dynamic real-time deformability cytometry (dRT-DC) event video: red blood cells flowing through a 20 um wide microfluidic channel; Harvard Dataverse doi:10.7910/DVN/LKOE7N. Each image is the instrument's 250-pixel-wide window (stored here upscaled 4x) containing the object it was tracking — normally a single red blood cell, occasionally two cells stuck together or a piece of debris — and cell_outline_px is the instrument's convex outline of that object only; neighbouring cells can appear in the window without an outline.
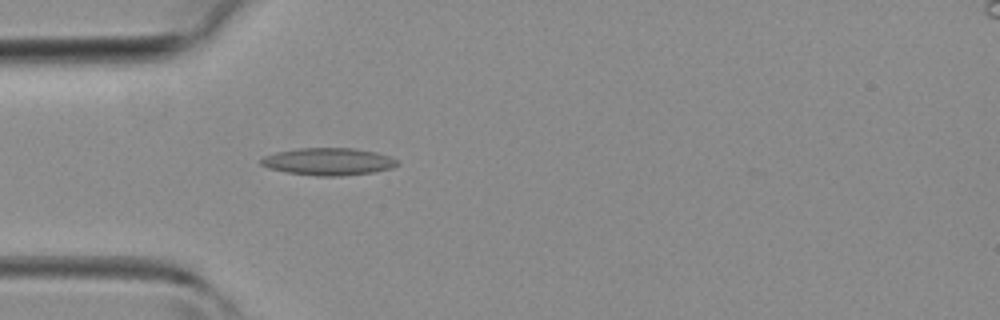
{"species": "common noctule bat (a hibernating species)", "species_latin": "Nyctalus noctula", "temperature_condition": "room temperature", "stored_images_in_passage": 30, "camera_frame_rate_fps": 3000, "um_per_image_px": 0.085, "animal": {"sex": "female", "body_mass_g": 19.3, "forearm_length_mm": 54.1}, "frame": {"image": 1, "passage_image": 2, "time_ms": 0.333, "image_size_px": [1000, 320], "cell_outline_px": [[400, 164], [392, 168], [372, 172], [340, 176], [316, 176], [288, 172], [268, 168], [260, 164], [260, 160], [264, 156], [276, 152], [300, 148], [352, 148], [376, 152], [392, 156]], "centroid_in_image_um": [27.93, 13.73], "position_along_channel_um": 57.1, "area_um2": 21.68}}
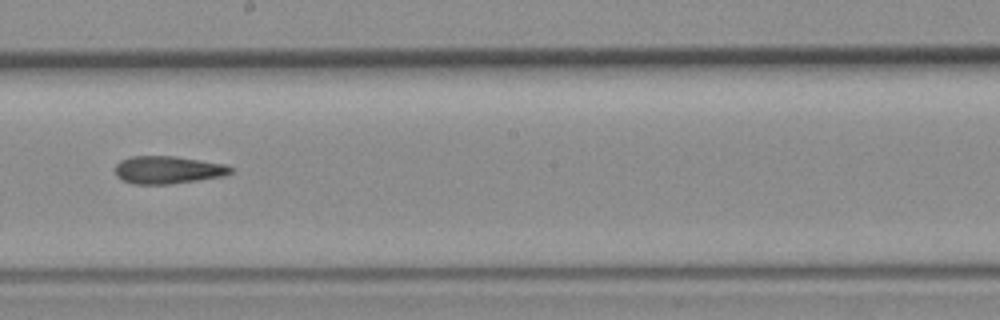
{"frame": {"image": 2, "passage_image": 13, "time_ms": 4.0, "image_size_px": [1000, 320], "cell_outline_px": [[232, 172], [224, 176], [168, 184], [132, 184], [116, 176], [116, 164], [120, 160], [132, 156], [172, 156], [224, 164], [232, 168]], "centroid_in_image_um": [14.24, 14.44], "position_along_channel_um": 234.0, "area_um2": 18.38}}
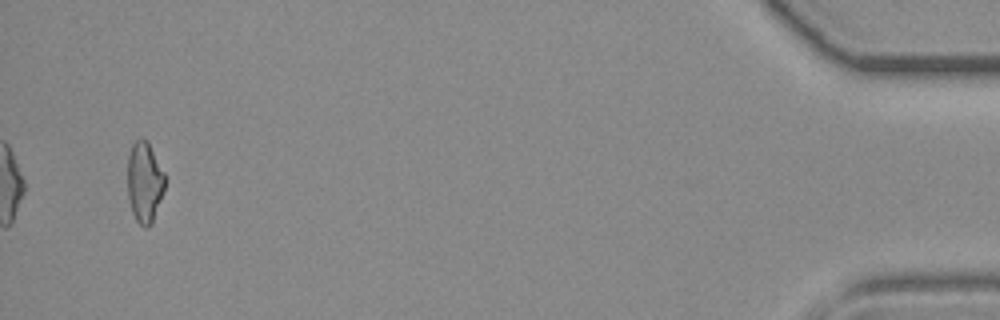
{"frame": {"image": 3, "passage_image": 30, "time_ms": 9.667, "image_size_px": [1000, 320], "cell_outline_px": [[164, 188], [152, 224], [148, 228], [144, 228], [136, 220], [132, 212], [128, 196], [128, 156], [132, 144], [136, 140], [148, 140], [164, 172]], "centroid_in_image_um": [12.28, 15.49], "position_along_channel_um": 422.9, "area_um2": 17.46}}